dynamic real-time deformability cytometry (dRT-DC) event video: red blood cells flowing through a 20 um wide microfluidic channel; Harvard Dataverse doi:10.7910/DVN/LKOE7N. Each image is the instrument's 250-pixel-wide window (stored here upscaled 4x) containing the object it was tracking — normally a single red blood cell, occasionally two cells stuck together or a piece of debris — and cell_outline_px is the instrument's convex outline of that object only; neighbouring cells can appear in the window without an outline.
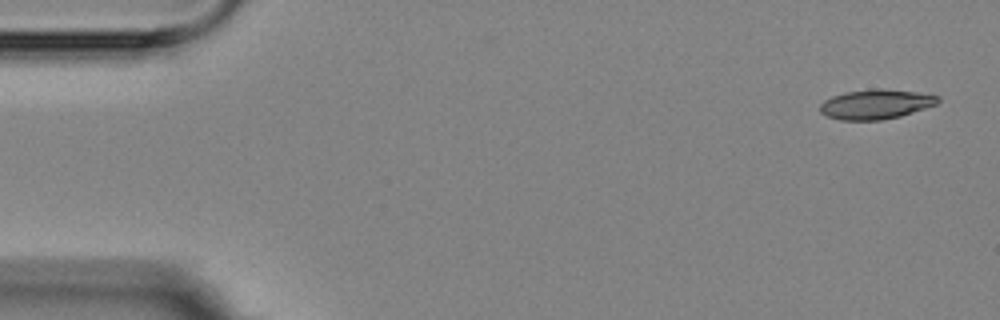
{"species": "Egyptian fruit bat (a non-hibernating species)", "species_latin": "Rousettus aegyptiacus", "temperature_condition": "room temperature", "stored_images_in_passage": 4, "camera_frame_rate_fps": 3000, "um_per_image_px": 0.085, "animal": {"sex": "female"}, "frame": {"image": 1, "passage_image": 1, "time_ms": 0.0, "image_size_px": [1000, 320], "cell_outline_px": [[940, 100], [936, 104], [900, 116], [880, 120], [840, 120], [828, 116], [820, 112], [820, 104], [824, 100], [832, 96], [844, 92], [916, 92], [940, 96]], "centroid_in_image_um": [74.4, 8.92], "position_along_channel_um": 10.6, "area_um2": 19.19}}
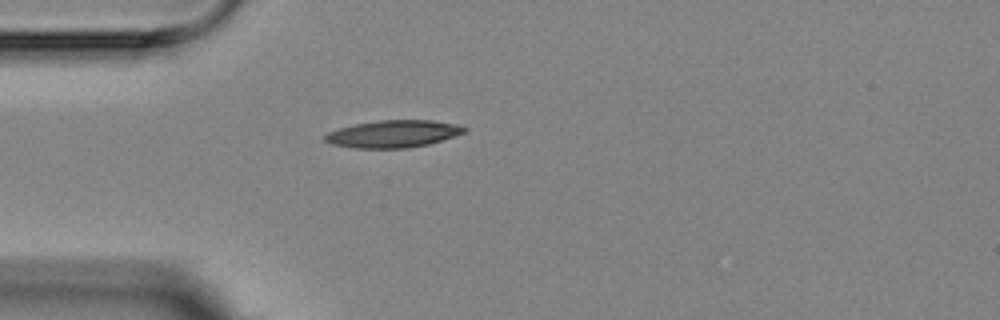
{"frame": {"image": 2, "passage_image": 4, "time_ms": 4.333, "image_size_px": [1000, 320], "cell_outline_px": [[468, 132], [428, 144], [408, 148], [356, 148], [332, 144], [324, 140], [324, 136], [328, 132], [340, 128], [356, 124], [380, 120], [432, 120], [456, 124], [468, 128]], "centroid_in_image_um": [33.46, 11.38], "position_along_channel_um": 51.5, "area_um2": 22.08}}